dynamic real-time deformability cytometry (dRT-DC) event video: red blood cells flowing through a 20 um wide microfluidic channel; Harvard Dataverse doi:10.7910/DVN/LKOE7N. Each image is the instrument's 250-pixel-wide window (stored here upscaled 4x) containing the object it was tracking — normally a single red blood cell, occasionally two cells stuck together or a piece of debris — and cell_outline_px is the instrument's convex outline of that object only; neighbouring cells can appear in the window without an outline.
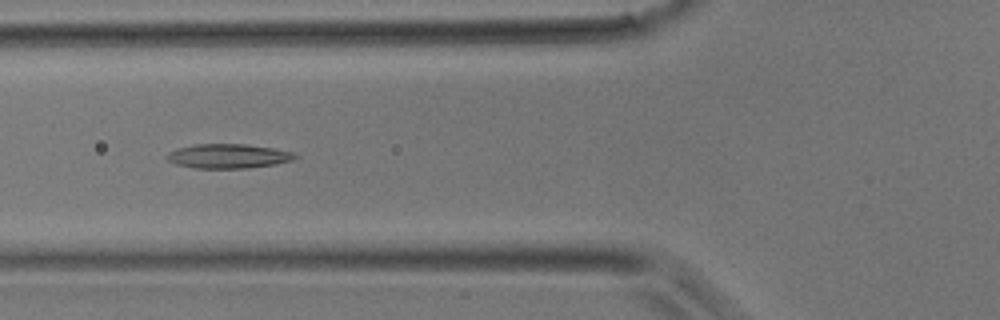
{"species": "common noctule bat (a hibernating species)", "species_latin": "Nyctalus noctula", "temperature_condition": "room temperature", "stored_images_in_passage": 23, "camera_frame_rate_fps": 3000, "um_per_image_px": 0.085, "animal": {"sex": "male", "body_mass_g": 17.9}, "frame": {"image": 1, "passage_image": 3, "time_ms": 0.667, "image_size_px": [1000, 320], "cell_outline_px": [[300, 156], [292, 160], [276, 164], [248, 168], [192, 168], [176, 164], [168, 160], [164, 156], [168, 152], [176, 148], [196, 144], [244, 144], [272, 148], [292, 152]], "centroid_in_image_um": [19.37, 13.27], "position_along_channel_um": 106.4, "area_um2": 18.26}}
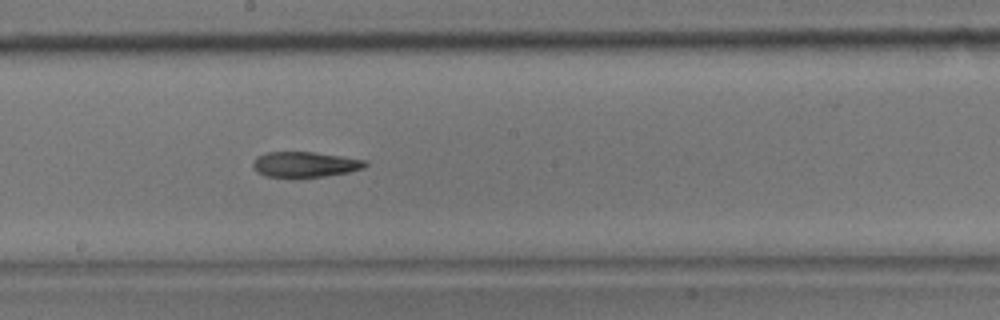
{"frame": {"image": 2, "passage_image": 10, "time_ms": 3.0, "image_size_px": [1000, 320], "cell_outline_px": [[368, 164], [364, 168], [348, 172], [324, 176], [292, 180], [264, 176], [256, 172], [252, 168], [252, 164], [256, 156], [268, 152], [312, 152], [368, 160]], "centroid_in_image_um": [25.86, 14.02], "position_along_channel_um": 222.3, "area_um2": 17.34}}
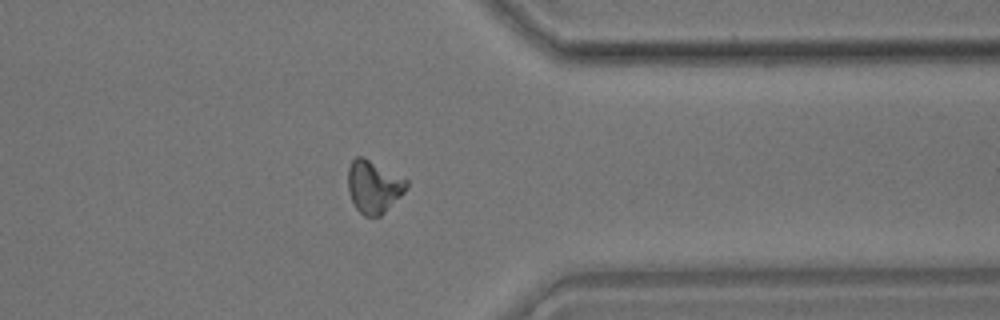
{"frame": {"image": 3, "passage_image": 20, "time_ms": 6.333, "image_size_px": [1000, 320], "cell_outline_px": [[408, 184], [404, 192], [380, 216], [364, 216], [356, 208], [348, 192], [348, 168], [352, 160], [356, 156], [364, 156], [408, 180]], "centroid_in_image_um": [31.74, 15.84], "position_along_channel_um": 379.7, "area_um2": 17.86}}